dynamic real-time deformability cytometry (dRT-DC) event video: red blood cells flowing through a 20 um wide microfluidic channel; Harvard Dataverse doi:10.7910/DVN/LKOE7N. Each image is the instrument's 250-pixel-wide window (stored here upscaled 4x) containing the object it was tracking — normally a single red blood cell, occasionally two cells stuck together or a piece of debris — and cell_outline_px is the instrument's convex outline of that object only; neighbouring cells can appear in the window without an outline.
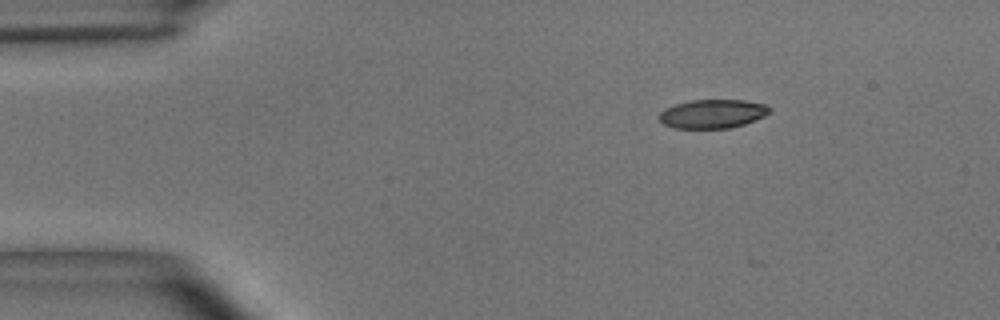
{"species": "common noctule bat (a hibernating species)", "species_latin": "Nyctalus noctula", "temperature_condition": "room temperature", "stored_images_in_passage": 2, "camera_frame_rate_fps": 3000, "um_per_image_px": 0.085, "animal": {"sex": "male", "body_mass_g": 15.6}, "frame": {"image": 1, "passage_image": 1, "time_ms": 0.0, "image_size_px": [1000, 320], "cell_outline_px": [[772, 112], [764, 116], [744, 124], [728, 128], [672, 128], [664, 124], [660, 120], [660, 112], [664, 108], [676, 104], [692, 100], [744, 100], [764, 104], [772, 108]], "centroid_in_image_um": [60.58, 9.67], "position_along_channel_um": 24.4, "area_um2": 18.5}}